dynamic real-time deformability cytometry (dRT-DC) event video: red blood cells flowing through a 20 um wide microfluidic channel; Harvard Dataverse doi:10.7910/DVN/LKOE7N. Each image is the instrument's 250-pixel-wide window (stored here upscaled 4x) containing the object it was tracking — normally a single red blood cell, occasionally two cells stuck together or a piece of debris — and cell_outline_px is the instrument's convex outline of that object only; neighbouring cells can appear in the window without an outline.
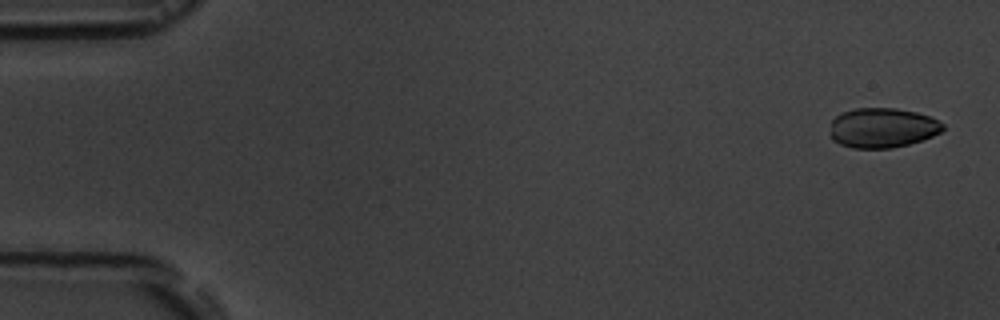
{"species": "common noctule bat (a hibernating species)", "species_latin": "Nyctalus noctula", "temperature_condition": "room temperature", "stored_images_in_passage": 5, "camera_frame_rate_fps": 3000, "um_per_image_px": 0.085, "animal": {"sex": "male", "body_mass_g": 19.5, "forearm_length_mm": 54.6}, "frame": {"image": 1, "passage_image": 1, "time_ms": 0.0, "image_size_px": [1000, 320], "cell_outline_px": [[944, 128], [940, 132], [932, 136], [908, 144], [892, 148], [852, 148], [840, 144], [832, 140], [832, 120], [840, 112], [856, 108], [896, 108], [916, 112], [928, 116], [944, 124]], "centroid_in_image_um": [74.99, 10.86], "position_along_channel_um": 10.0, "area_um2": 26.01}}